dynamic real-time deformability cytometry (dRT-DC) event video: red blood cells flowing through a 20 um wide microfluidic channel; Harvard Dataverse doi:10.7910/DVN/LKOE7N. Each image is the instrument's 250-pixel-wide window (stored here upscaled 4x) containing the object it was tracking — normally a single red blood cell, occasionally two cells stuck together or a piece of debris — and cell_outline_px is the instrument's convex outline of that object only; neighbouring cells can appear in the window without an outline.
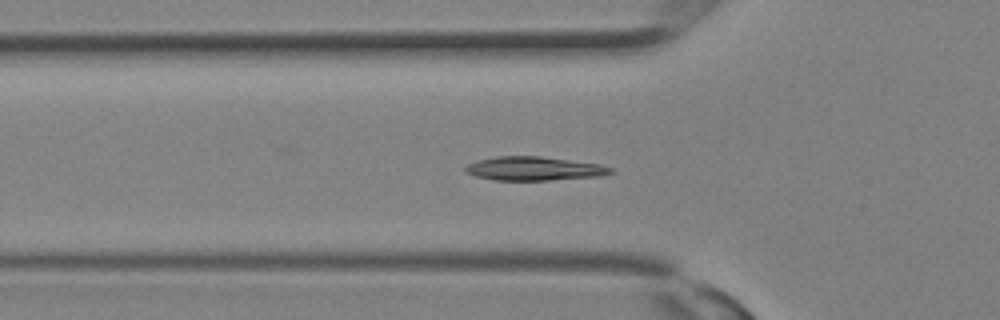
{"species": "Egyptian fruit bat (a non-hibernating species)", "species_latin": "Rousettus aegyptiacus", "temperature_condition": "room temperature", "stored_images_in_passage": 18, "camera_frame_rate_fps": 3000, "um_per_image_px": 0.085, "animal": {"sex": "female"}, "frame": {"image": 1, "passage_image": 10, "time_ms": 3.0, "image_size_px": [1000, 320], "cell_outline_px": [[616, 172], [604, 176], [548, 180], [496, 180], [476, 176], [464, 172], [464, 168], [468, 164], [476, 160], [496, 156], [540, 156], [600, 164], [612, 168]], "centroid_in_image_um": [45.42, 14.33], "position_along_channel_um": 80.4, "area_um2": 20.29}}
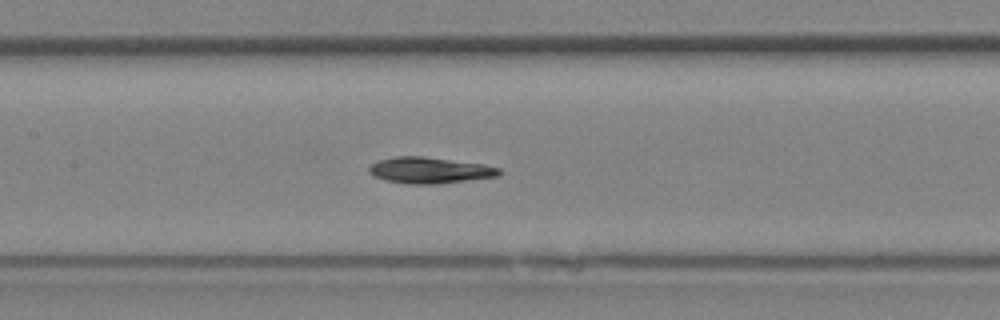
{"frame": {"image": 2, "passage_image": 14, "time_ms": 4.333, "image_size_px": [1000, 320], "cell_outline_px": [[504, 172], [500, 176], [436, 184], [408, 184], [384, 180], [368, 172], [368, 168], [372, 164], [380, 160], [396, 156], [420, 156], [484, 164], [500, 168]], "centroid_in_image_um": [36.56, 14.48], "position_along_channel_um": 170.8, "area_um2": 19.83}}
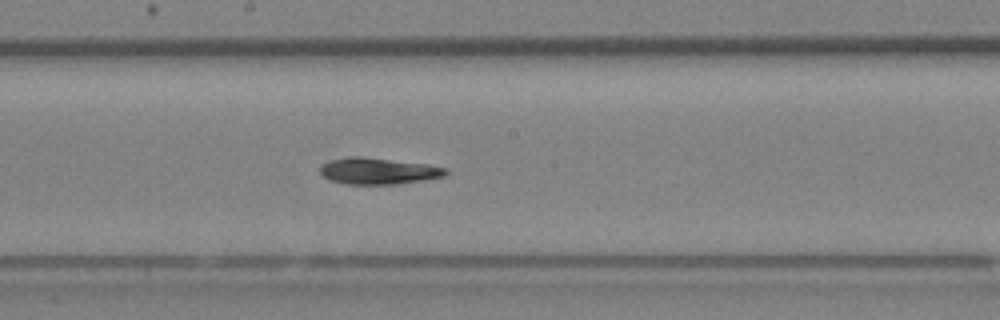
{"frame": {"image": 3, "passage_image": 16, "time_ms": 5.0, "image_size_px": [1000, 320], "cell_outline_px": [[448, 172], [444, 176], [396, 184], [344, 184], [332, 180], [324, 176], [320, 172], [320, 164], [328, 160], [348, 156], [364, 156], [428, 164], [448, 168]], "centroid_in_image_um": [32.12, 14.51], "position_along_channel_um": 216.1, "area_um2": 19.48}}